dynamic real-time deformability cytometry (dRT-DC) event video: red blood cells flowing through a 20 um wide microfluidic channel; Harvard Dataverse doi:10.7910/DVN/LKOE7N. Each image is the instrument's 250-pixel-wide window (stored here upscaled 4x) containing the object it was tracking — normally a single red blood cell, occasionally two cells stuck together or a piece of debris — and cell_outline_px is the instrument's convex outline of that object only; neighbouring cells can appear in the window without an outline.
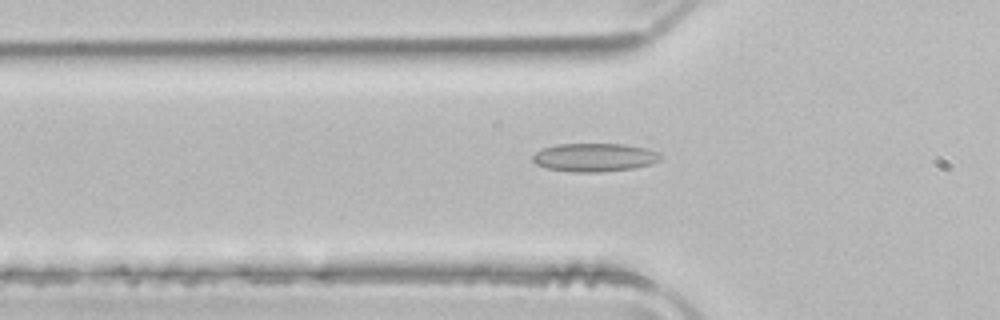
{"species": "common noctule bat (a hibernating species)", "species_latin": "Nyctalus noctula", "temperature_condition": "room temperature", "stored_images_in_passage": 41, "camera_frame_rate_fps": 3000, "um_per_image_px": 0.085, "animal": {"sex": "male", "body_mass_g": 21.5, "forearm_length_mm": 52.0}, "frame": {"image": 1, "passage_image": 7, "time_ms": 2.0, "image_size_px": [1000, 320], "cell_outline_px": [[660, 160], [652, 164], [636, 168], [600, 172], [572, 172], [548, 168], [536, 164], [532, 160], [532, 156], [536, 152], [544, 148], [556, 144], [624, 144], [644, 148], [656, 152], [660, 156]], "centroid_in_image_um": [50.52, 13.38], "position_along_channel_um": 75.3, "area_um2": 21.04}}
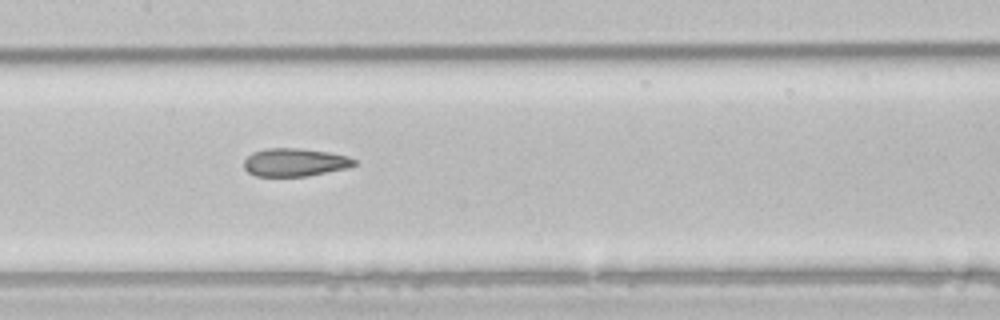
{"frame": {"image": 2, "passage_image": 15, "time_ms": 4.667, "image_size_px": [1000, 320], "cell_outline_px": [[356, 164], [348, 168], [308, 176], [256, 176], [248, 172], [244, 168], [244, 160], [252, 152], [264, 148], [300, 148], [328, 152], [348, 156], [356, 160]], "centroid_in_image_um": [25.06, 13.79], "position_along_channel_um": 182.3, "area_um2": 18.15}}
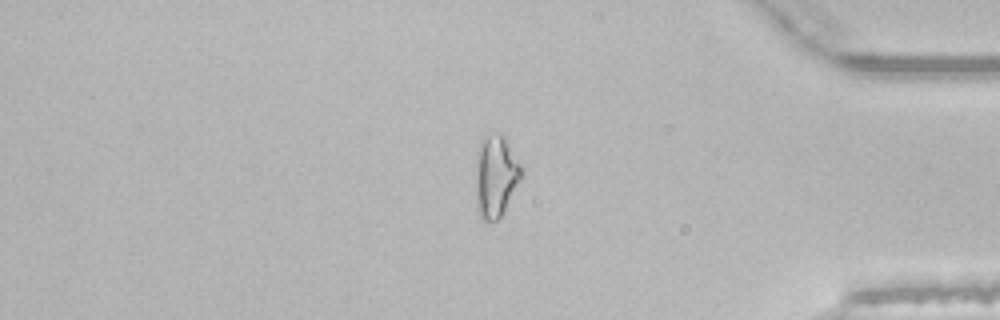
{"frame": {"image": 3, "passage_image": 33, "time_ms": 10.667, "image_size_px": [1000, 320], "cell_outline_px": [[524, 176], [500, 216], [496, 220], [484, 220], [480, 216], [476, 208], [476, 152], [480, 140], [488, 136], [500, 132], [508, 140], [524, 168]], "centroid_in_image_um": [42.17, 14.92], "position_along_channel_um": 393.0, "area_um2": 22.31}, "authors_computed_cell_mechanics": {"area_um2": 19.5942, "velocity_mm_per_s": 3.9745, "shape_relaxation_time_tau1_ms": null, "shape_relaxation_time_tau2_ms": 2.8085, "deformation_change_tau1": null, "deformation_change_tau2": 0.1143}}